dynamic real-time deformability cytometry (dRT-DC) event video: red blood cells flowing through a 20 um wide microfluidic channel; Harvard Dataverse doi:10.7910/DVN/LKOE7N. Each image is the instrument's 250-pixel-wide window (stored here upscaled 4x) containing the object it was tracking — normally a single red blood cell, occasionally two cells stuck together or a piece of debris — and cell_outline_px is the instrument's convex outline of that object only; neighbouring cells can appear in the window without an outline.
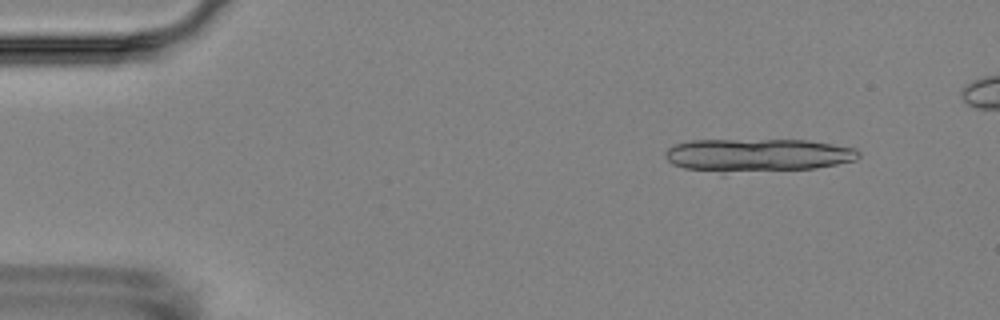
{"species": "Egyptian fruit bat (a non-hibernating species)", "species_latin": "Rousettus aegyptiacus", "temperature_condition": "room temperature", "stored_images_in_passage": 5, "camera_frame_rate_fps": 3000, "um_per_image_px": 0.085, "animal": {"sex": "female"}, "frame": {"image": 1, "passage_image": 1, "time_ms": 0.0, "image_size_px": [1000, 320], "cell_outline_px": [[860, 156], [856, 160], [816, 168], [684, 168], [672, 164], [664, 156], [664, 152], [668, 148], [676, 144], [692, 140], [808, 140], [856, 148], [860, 152]], "centroid_in_image_um": [64.48, 13.1], "position_along_channel_um": 20.5, "area_um2": 35.03}}